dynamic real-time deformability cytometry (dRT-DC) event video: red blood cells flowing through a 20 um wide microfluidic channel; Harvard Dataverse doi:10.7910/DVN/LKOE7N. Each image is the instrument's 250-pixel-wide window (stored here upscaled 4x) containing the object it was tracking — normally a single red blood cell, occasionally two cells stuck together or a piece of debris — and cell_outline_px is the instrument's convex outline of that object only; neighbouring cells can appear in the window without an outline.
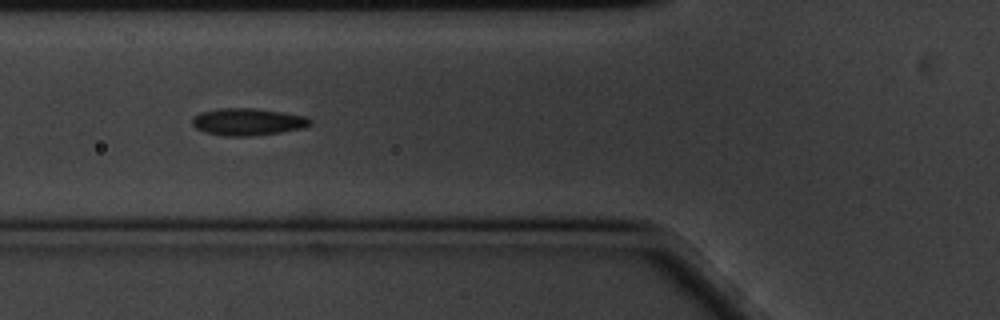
{"species": "common noctule bat (a hibernating species)", "species_latin": "Nyctalus noctula", "temperature_condition": "cold", "stored_images_in_passage": 22, "camera_frame_rate_fps": 3000, "um_per_image_px": 0.085, "animal": {"sex": "male", "body_mass_g": 20.1, "forearm_length_mm": 53.5}, "frame": {"image": 1, "passage_image": 7, "time_ms": 2.0, "image_size_px": [1000, 320], "cell_outline_px": [[312, 124], [304, 128], [280, 132], [252, 136], [224, 136], [208, 132], [196, 128], [192, 124], [192, 120], [200, 112], [216, 108], [252, 108], [280, 112], [304, 116], [312, 120]], "centroid_in_image_um": [21.07, 10.35], "position_along_channel_um": 104.7, "area_um2": 18.5}}
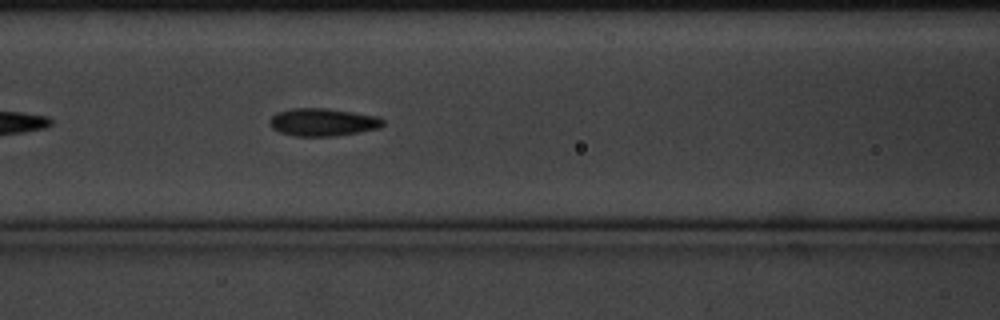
{"frame": {"image": 2, "passage_image": 10, "time_ms": 3.0, "image_size_px": [1000, 320], "cell_outline_px": [[384, 124], [380, 128], [336, 136], [296, 136], [280, 132], [272, 128], [272, 116], [276, 112], [292, 108], [328, 108], [380, 116], [384, 120]], "centroid_in_image_um": [27.5, 10.37], "position_along_channel_um": 139.1, "area_um2": 18.32}}